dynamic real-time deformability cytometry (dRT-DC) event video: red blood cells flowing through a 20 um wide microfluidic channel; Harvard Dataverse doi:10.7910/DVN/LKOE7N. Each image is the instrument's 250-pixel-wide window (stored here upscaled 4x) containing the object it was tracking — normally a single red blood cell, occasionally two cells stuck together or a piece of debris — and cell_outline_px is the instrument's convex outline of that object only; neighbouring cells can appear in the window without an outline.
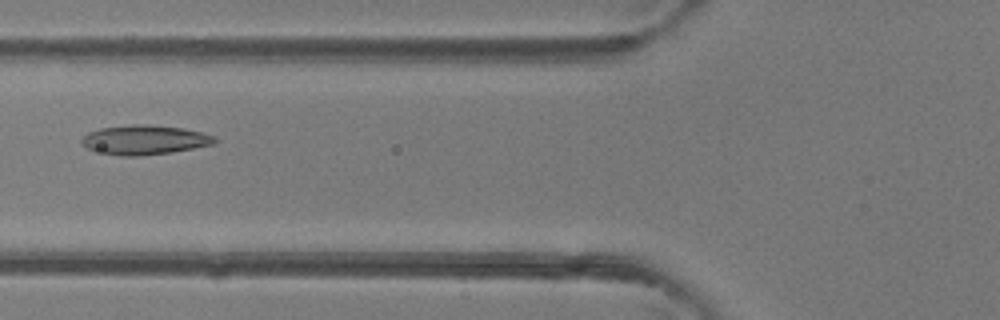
{"species": "common noctule bat (a hibernating species)", "species_latin": "Nyctalus noctula", "temperature_condition": "room temperature", "stored_images_in_passage": 35, "camera_frame_rate_fps": 3000, "um_per_image_px": 0.085, "animal": {"sex": "female"}, "frame": {"image": 1, "passage_image": 6, "time_ms": 1.667, "image_size_px": [1000, 320], "cell_outline_px": [[220, 140], [216, 144], [172, 152], [136, 156], [120, 156], [88, 148], [80, 144], [80, 140], [88, 132], [100, 128], [132, 124], [144, 124], [184, 128], [216, 136]], "centroid_in_image_um": [12.34, 11.88], "position_along_channel_um": 113.5, "area_um2": 22.89}}
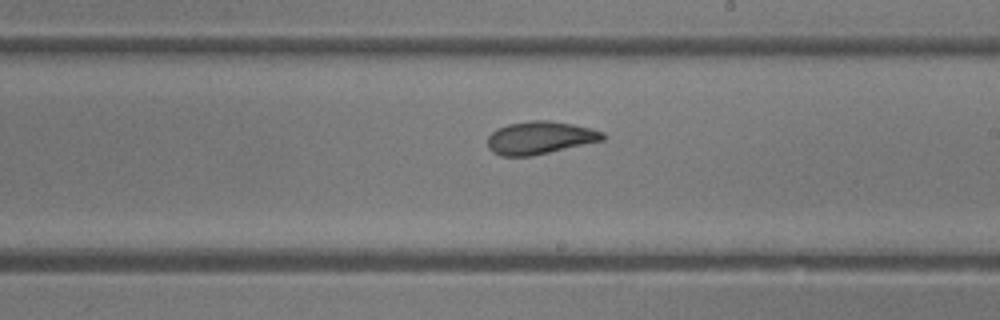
{"frame": {"image": 2, "passage_image": 15, "time_ms": 4.667, "image_size_px": [1000, 320], "cell_outline_px": [[608, 136], [604, 140], [532, 156], [500, 156], [492, 152], [488, 148], [488, 136], [496, 128], [508, 124], [532, 120], [548, 120], [572, 124], [592, 128], [604, 132]], "centroid_in_image_um": [45.91, 11.71], "position_along_channel_um": 243.1, "area_um2": 22.2}}
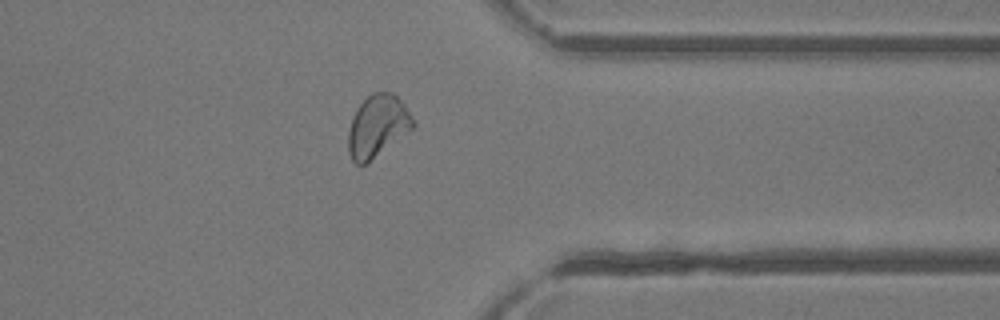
{"frame": {"image": 3, "passage_image": 25, "time_ms": 8.0, "image_size_px": [1000, 320], "cell_outline_px": [[416, 124], [412, 128], [368, 164], [356, 164], [352, 160], [348, 152], [348, 132], [352, 116], [360, 104], [372, 92], [392, 92], [404, 104]], "centroid_in_image_um": [32.06, 10.73], "position_along_channel_um": 379.3, "area_um2": 23.35}, "authors_computed_cell_mechanics": {"area_um2": 22.6576, "velocity_mm_per_s": 4.3164, "shape_relaxation_time_tau1_ms": 3.7367, "shape_relaxation_time_tau2_ms": 1.3503, "deformation_change_tau1": 0.1431, "deformation_change_tau2": 0.0645}}